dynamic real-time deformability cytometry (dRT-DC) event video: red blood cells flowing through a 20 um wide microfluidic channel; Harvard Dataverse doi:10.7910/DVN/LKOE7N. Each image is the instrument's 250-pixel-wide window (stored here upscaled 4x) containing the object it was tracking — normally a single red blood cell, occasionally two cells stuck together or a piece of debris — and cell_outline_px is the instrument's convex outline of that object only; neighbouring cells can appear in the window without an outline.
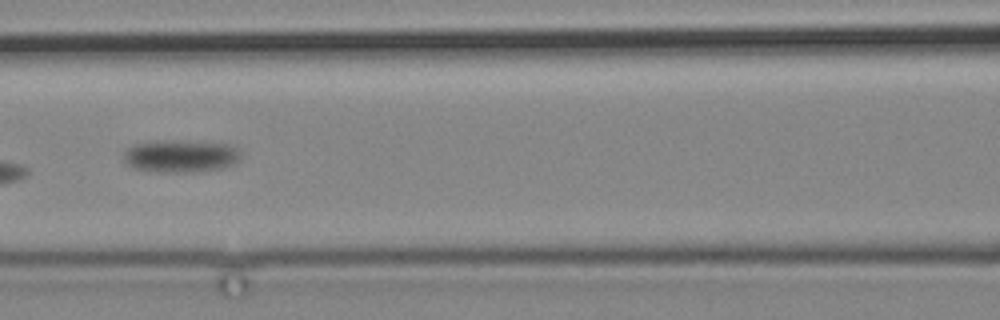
{"species": "common noctule bat (a hibernating species)", "species_latin": "Nyctalus noctula", "temperature_condition": "cold", "stored_images_in_passage": 8, "camera_frame_rate_fps": 3000, "um_per_image_px": 0.085, "animal": {"sex": "male", "body_mass_g": 19.2, "forearm_length_mm": 51.8}, "frame": {"image": 1, "passage_image": 6, "time_ms": 7.667, "image_size_px": [1000, 320], "cell_outline_px": [[240, 160], [236, 164], [224, 168], [192, 172], [160, 172], [132, 168], [124, 160], [124, 152], [128, 148], [136, 144], [156, 140], [184, 140], [228, 144], [236, 148], [240, 152]], "centroid_in_image_um": [15.38, 13.26], "position_along_channel_um": 151.2, "area_um2": 22.48}}
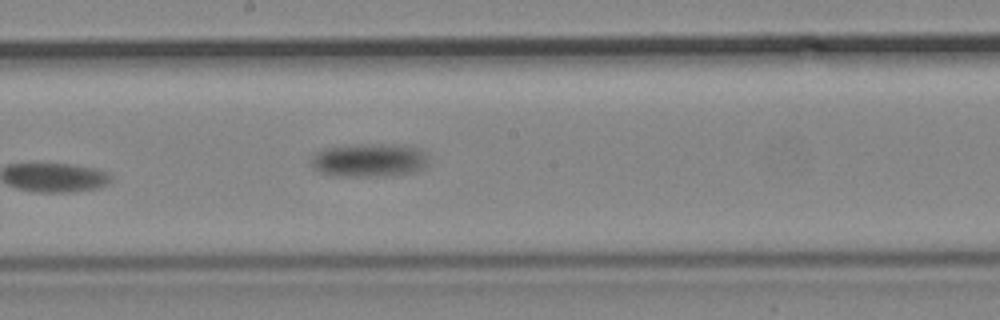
{"frame": {"image": 2, "passage_image": 8, "time_ms": 10.0, "image_size_px": [1000, 320], "cell_outline_px": [[428, 164], [424, 168], [412, 172], [388, 176], [332, 176], [320, 172], [312, 168], [308, 164], [312, 156], [316, 152], [324, 148], [352, 144], [400, 144], [420, 148], [424, 152]], "centroid_in_image_um": [31.33, 13.61], "position_along_channel_um": 216.9, "area_um2": 23.41}}